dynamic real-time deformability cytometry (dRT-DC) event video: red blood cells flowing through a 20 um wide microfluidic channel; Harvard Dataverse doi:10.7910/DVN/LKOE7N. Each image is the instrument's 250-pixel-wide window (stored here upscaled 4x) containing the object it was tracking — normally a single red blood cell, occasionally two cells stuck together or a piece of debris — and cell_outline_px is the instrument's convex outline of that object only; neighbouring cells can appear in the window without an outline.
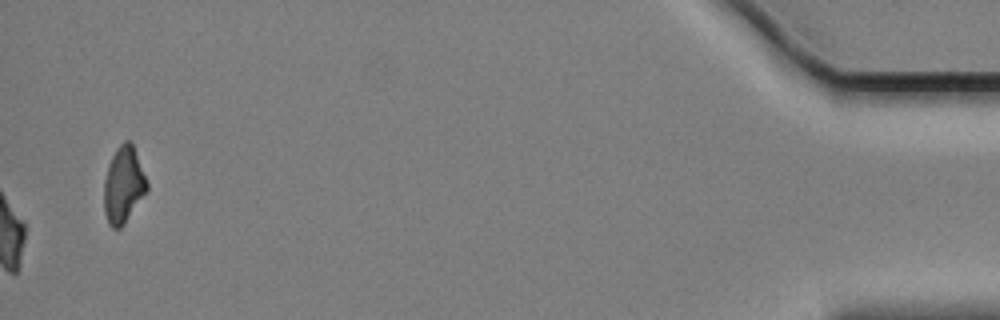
{"species": "Egyptian fruit bat (a non-hibernating species)", "species_latin": "Rousettus aegyptiacus", "temperature_condition": "cold", "stored_images_in_passage": 59, "segment_of_instrument_passage": [2, 2], "camera_frame_rate_fps": 3000, "um_per_image_px": 0.085, "animal": {"sex": "female"}, "frame": {"image": 1, "passage_image": 59, "time_ms": 19.333, "image_size_px": [1000, 320], "cell_outline_px": [[148, 192], [124, 224], [120, 228], [112, 228], [108, 224], [104, 212], [104, 180], [108, 164], [116, 148], [124, 140], [128, 140], [132, 144], [148, 184]], "centroid_in_image_um": [10.49, 15.75], "position_along_channel_um": 424.7, "area_um2": 19.19}}